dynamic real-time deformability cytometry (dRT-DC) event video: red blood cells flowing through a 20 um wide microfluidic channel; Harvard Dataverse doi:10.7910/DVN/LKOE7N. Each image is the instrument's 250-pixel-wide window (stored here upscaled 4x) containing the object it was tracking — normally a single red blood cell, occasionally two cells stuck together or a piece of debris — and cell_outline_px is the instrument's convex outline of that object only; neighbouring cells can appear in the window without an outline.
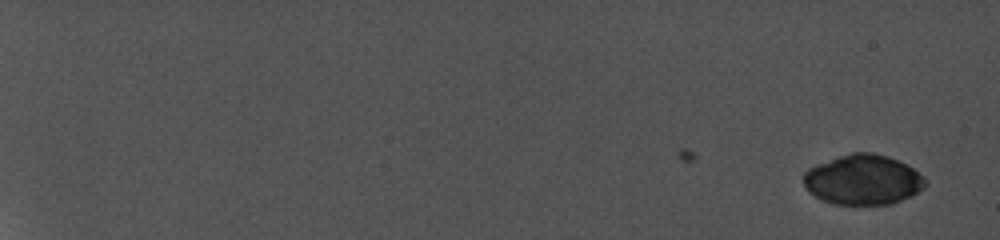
{"species": "common noctule bat (a hibernating species)", "species_latin": "Nyctalus noctula", "temperature_condition": "cold", "stored_images_in_passage": 28, "camera_frame_rate_fps": 5000, "um_per_image_px": 0.085, "animal": {"sex": "female", "body_mass_g": 19.0, "forearm_length_mm": 56.7}, "frame": {"image": 1, "passage_image": 5, "time_ms": 0.8, "image_size_px": [1000, 240], "cell_outline_px": [[928, 184], [924, 188], [892, 204], [832, 204], [808, 192], [804, 188], [804, 172], [808, 168], [816, 164], [852, 152], [872, 152], [888, 156], [912, 168], [924, 176]], "centroid_in_image_um": [73.33, 15.27], "position_along_channel_um": 11.7, "area_um2": 35.37}}